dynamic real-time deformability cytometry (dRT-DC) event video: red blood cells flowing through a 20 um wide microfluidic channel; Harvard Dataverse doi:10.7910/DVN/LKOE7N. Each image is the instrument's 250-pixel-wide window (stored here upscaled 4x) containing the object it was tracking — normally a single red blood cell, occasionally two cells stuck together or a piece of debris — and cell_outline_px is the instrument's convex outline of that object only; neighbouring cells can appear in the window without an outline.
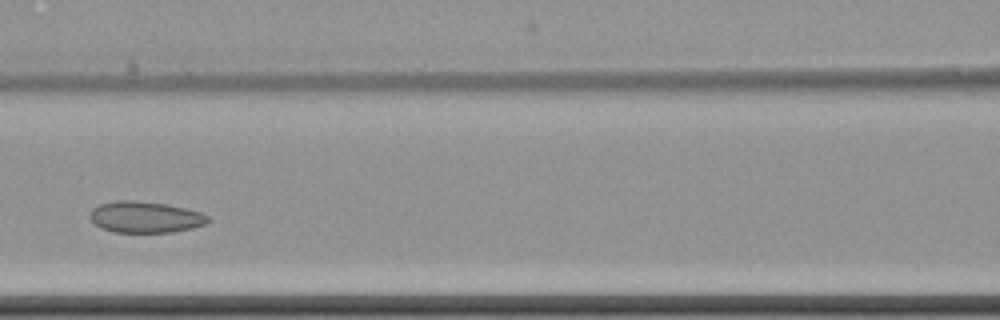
{"species": "common noctule bat (a hibernating species)", "species_latin": "Nyctalus noctula", "temperature_condition": "cold", "stored_images_in_passage": 8, "camera_frame_rate_fps": 3000, "um_per_image_px": 0.085, "animal": {"sex": "female", "body_mass_g": 22.7, "forearm_length_mm": 54.2}, "frame": {"image": 1, "passage_image": 5, "time_ms": 4.667, "image_size_px": [1000, 320], "cell_outline_px": [[212, 220], [204, 224], [192, 228], [172, 232], [112, 232], [100, 228], [88, 216], [92, 208], [100, 204], [116, 200], [132, 200], [168, 204], [200, 212], [208, 216]], "centroid_in_image_um": [12.33, 18.45], "position_along_channel_um": 154.3, "area_um2": 21.62}}
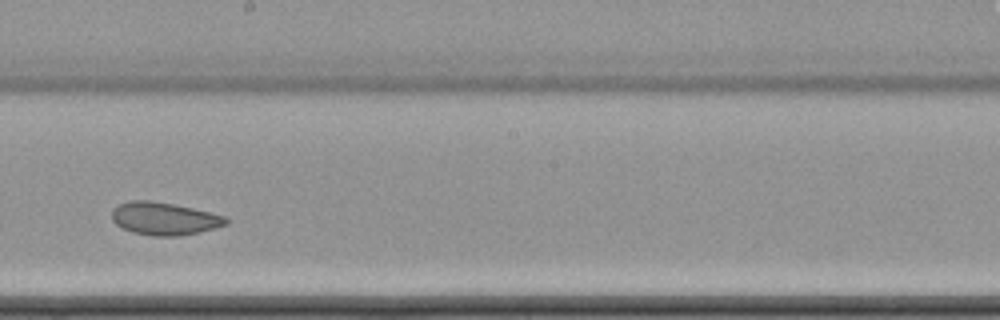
{"frame": {"image": 2, "passage_image": 7, "time_ms": 7.0, "image_size_px": [1000, 320], "cell_outline_px": [[228, 224], [216, 228], [200, 232], [180, 236], [152, 236], [132, 232], [116, 224], [112, 220], [112, 208], [116, 204], [132, 200], [148, 200], [172, 204], [192, 208], [224, 216], [228, 220]], "centroid_in_image_um": [13.94, 18.59], "position_along_channel_um": 234.3, "area_um2": 21.79}}
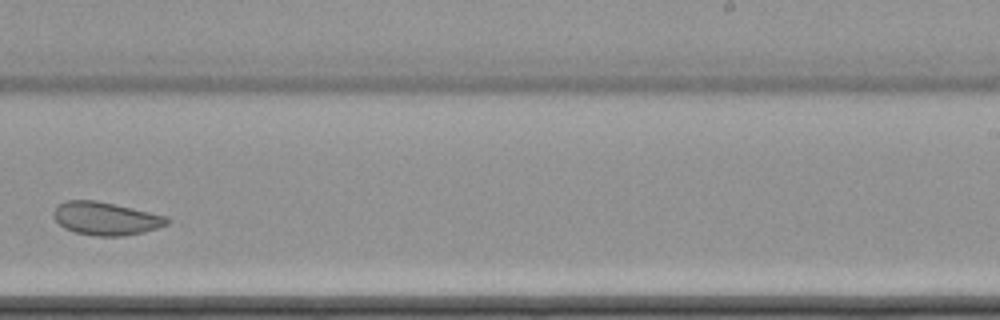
{"frame": {"image": 3, "passage_image": 8, "time_ms": 8.333, "image_size_px": [1000, 320], "cell_outline_px": [[172, 220], [168, 224], [144, 232], [124, 236], [96, 236], [76, 232], [64, 228], [52, 216], [52, 212], [60, 204], [68, 200], [96, 200], [116, 204], [164, 216]], "centroid_in_image_um": [8.98, 18.58], "position_along_channel_um": 280.0, "area_um2": 21.73}}